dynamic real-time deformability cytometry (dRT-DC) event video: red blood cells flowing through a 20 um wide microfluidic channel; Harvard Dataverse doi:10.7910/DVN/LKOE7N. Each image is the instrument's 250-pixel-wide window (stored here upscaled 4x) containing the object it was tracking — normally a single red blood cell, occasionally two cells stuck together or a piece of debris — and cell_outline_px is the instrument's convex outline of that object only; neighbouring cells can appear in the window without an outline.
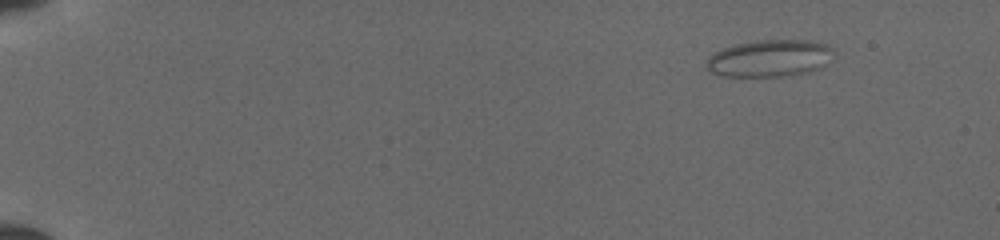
{"species": "common noctule bat (a hibernating species)", "species_latin": "Nyctalus noctula", "temperature_condition": "cold", "stored_images_in_passage": 46, "camera_frame_rate_fps": 3000, "um_per_image_px": 0.085, "animal": {"sex": "female", "body_mass_g": 19.5, "forearm_length_mm": 54.1}, "frame": {"image": 1, "passage_image": 1, "time_ms": 0.0, "image_size_px": [1000, 240], "cell_outline_px": [[836, 52], [824, 64], [808, 72], [792, 76], [724, 76], [708, 72], [704, 68], [704, 64], [708, 56], [724, 48], [736, 44], [760, 40], [812, 40], [824, 44], [832, 48]], "centroid_in_image_um": [65.37, 4.96], "position_along_channel_um": 19.6, "area_um2": 27.57}}
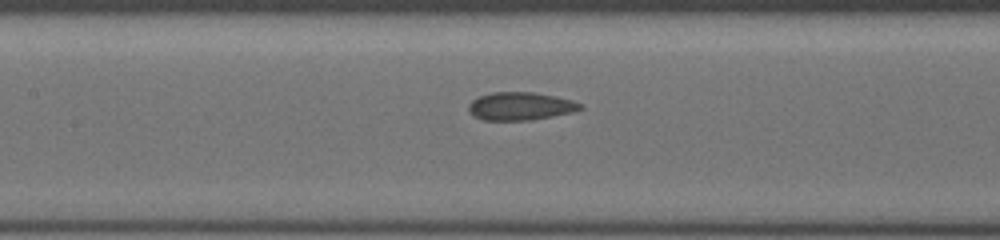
{"frame": {"image": 2, "passage_image": 21, "time_ms": 6.667, "image_size_px": [1000, 240], "cell_outline_px": [[584, 108], [572, 112], [532, 120], [484, 120], [472, 116], [468, 112], [468, 104], [472, 100], [480, 96], [492, 92], [536, 92], [556, 96], [572, 100], [584, 104]], "centroid_in_image_um": [44.24, 9.02], "position_along_channel_um": 163.2, "area_um2": 18.44}}
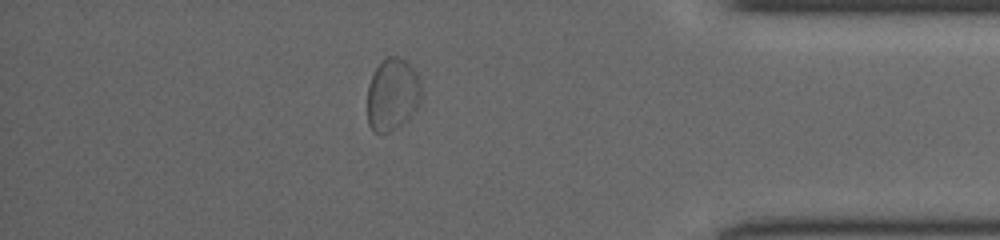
{"frame": {"image": 3, "passage_image": 40, "time_ms": 13.0, "image_size_px": [1000, 240], "cell_outline_px": [[424, 92], [416, 108], [408, 120], [388, 132], [376, 132], [368, 124], [368, 84], [380, 60], [388, 56], [396, 56], [404, 60], [416, 72], [420, 80]], "centroid_in_image_um": [33.38, 8.01], "position_along_channel_um": 401.8, "area_um2": 22.83}}